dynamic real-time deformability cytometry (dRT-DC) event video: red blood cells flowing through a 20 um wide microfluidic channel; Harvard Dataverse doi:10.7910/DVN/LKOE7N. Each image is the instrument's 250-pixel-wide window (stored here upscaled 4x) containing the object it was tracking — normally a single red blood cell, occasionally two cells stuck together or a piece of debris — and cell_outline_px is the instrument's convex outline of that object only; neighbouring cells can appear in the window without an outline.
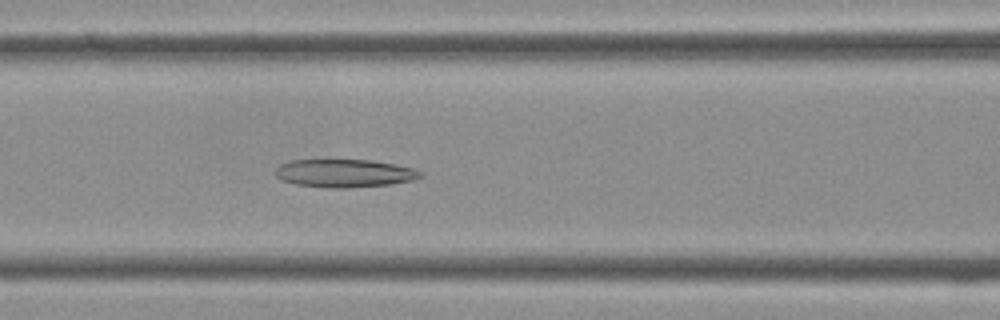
{"species": "Egyptian fruit bat (a non-hibernating species)", "species_latin": "Rousettus aegyptiacus", "temperature_condition": "cold", "stored_images_in_passage": 37, "camera_frame_rate_fps": 3000, "um_per_image_px": 0.085, "frame": {"image": 1, "passage_image": 13, "time_ms": 4.0, "image_size_px": [1000, 320], "cell_outline_px": [[424, 176], [412, 180], [392, 184], [348, 188], [332, 188], [296, 184], [280, 180], [276, 176], [276, 168], [280, 164], [292, 160], [372, 160], [416, 168], [424, 172]], "centroid_in_image_um": [29.33, 14.72], "position_along_channel_um": 137.3, "area_um2": 23.87}}
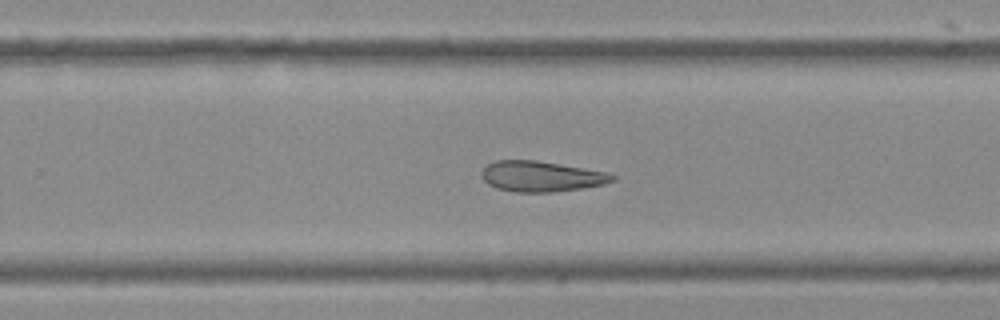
{"frame": {"image": 2, "passage_image": 22, "time_ms": 7.0, "image_size_px": [1000, 320], "cell_outline_px": [[616, 180], [604, 184], [580, 188], [552, 192], [516, 192], [496, 188], [488, 184], [480, 176], [480, 172], [488, 164], [496, 160], [536, 160], [584, 168], [604, 172], [616, 176]], "centroid_in_image_um": [45.97, 14.99], "position_along_channel_um": 283.8, "area_um2": 23.18}}
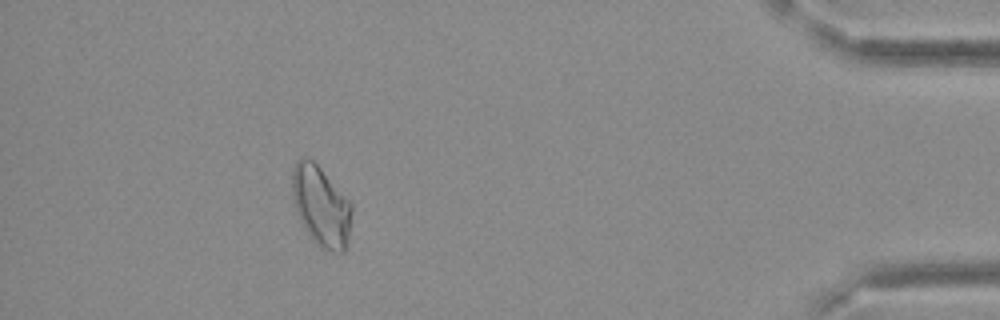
{"frame": {"image": 3, "passage_image": 33, "time_ms": 10.667, "image_size_px": [1000, 320], "cell_outline_px": [[352, 212], [348, 240], [344, 252], [332, 252], [320, 248], [316, 244], [304, 228], [300, 220], [292, 196], [292, 168], [296, 160], [300, 156], [304, 156], [312, 160], [320, 168], [352, 204]], "centroid_in_image_um": [27.27, 17.52], "position_along_channel_um": 407.9, "area_um2": 27.8}}